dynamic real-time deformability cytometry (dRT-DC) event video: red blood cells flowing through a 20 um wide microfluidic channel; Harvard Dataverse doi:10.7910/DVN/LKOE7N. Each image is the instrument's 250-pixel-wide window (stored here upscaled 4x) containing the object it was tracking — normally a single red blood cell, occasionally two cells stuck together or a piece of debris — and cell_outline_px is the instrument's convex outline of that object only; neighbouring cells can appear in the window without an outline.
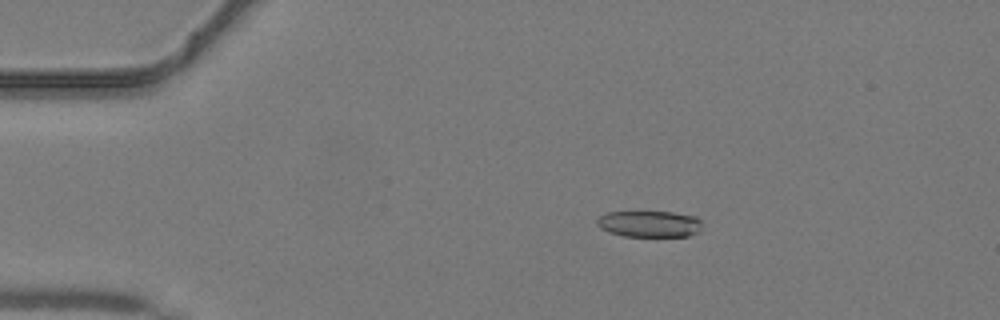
{"species": "common noctule bat (a hibernating species)", "species_latin": "Nyctalus noctula", "temperature_condition": "warm", "stored_images_in_passage": 44, "camera_frame_rate_fps": 3000, "um_per_image_px": 0.085, "animal": {"sex": "male", "body_mass_g": 19.2, "forearm_length_mm": 51.8}, "frame": {"image": 1, "passage_image": 9, "time_ms": 2.667, "image_size_px": [1000, 320], "cell_outline_px": [[700, 232], [688, 236], [624, 236], [608, 232], [600, 228], [596, 224], [596, 220], [600, 216], [608, 212], [672, 212], [696, 216], [700, 220]], "centroid_in_image_um": [55.19, 19.03], "position_along_channel_um": 29.8, "area_um2": 16.18}}
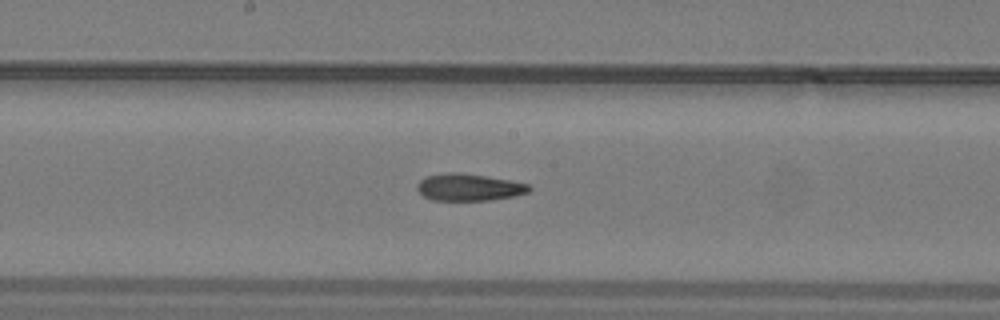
{"frame": {"image": 2, "passage_image": 24, "time_ms": 7.667, "image_size_px": [1000, 320], "cell_outline_px": [[532, 188], [528, 192], [516, 196], [488, 200], [432, 200], [424, 196], [416, 188], [416, 184], [420, 180], [428, 176], [448, 172], [460, 172], [512, 180], [528, 184]], "centroid_in_image_um": [39.87, 15.91], "position_along_channel_um": 208.3, "area_um2": 17.69}}
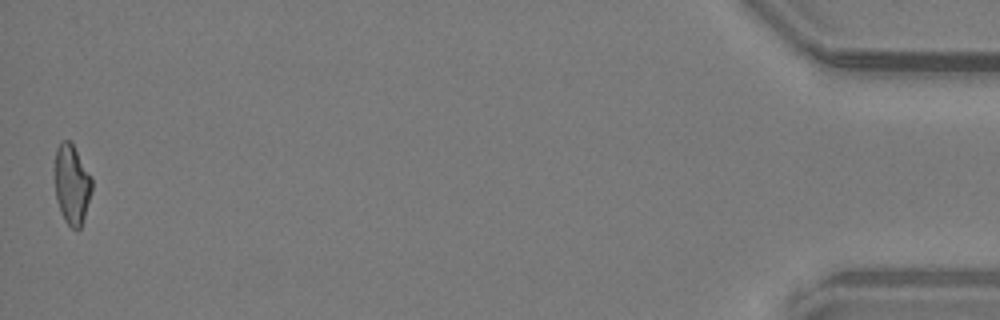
{"frame": {"image": 3, "passage_image": 44, "time_ms": 14.333, "image_size_px": [1000, 320], "cell_outline_px": [[92, 188], [84, 216], [80, 228], [76, 232], [64, 220], [60, 212], [56, 196], [52, 168], [56, 148], [60, 140], [72, 140], [92, 176]], "centroid_in_image_um": [6.07, 15.58], "position_along_channel_um": 429.1, "area_um2": 18.03}}